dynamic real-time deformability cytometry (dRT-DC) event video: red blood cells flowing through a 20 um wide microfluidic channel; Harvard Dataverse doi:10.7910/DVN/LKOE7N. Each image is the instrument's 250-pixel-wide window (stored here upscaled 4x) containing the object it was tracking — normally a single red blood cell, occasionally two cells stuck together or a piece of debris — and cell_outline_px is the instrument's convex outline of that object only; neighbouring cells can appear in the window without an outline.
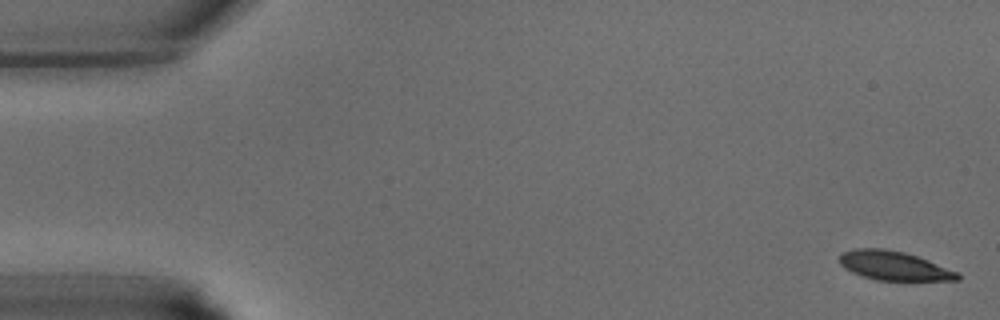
{"species": "common noctule bat (a hibernating species)", "species_latin": "Nyctalus noctula", "temperature_condition": "warm", "stored_images_in_passage": 41, "camera_frame_rate_fps": 3000, "um_per_image_px": 0.085, "animal": {"sex": "male", "body_mass_g": 15.6}, "frame": {"image": 1, "passage_image": 1, "time_ms": 0.0, "image_size_px": [1000, 320], "cell_outline_px": [[960, 280], [876, 280], [852, 272], [844, 268], [840, 264], [840, 252], [852, 248], [884, 248], [904, 252], [916, 256], [960, 272]], "centroid_in_image_um": [75.97, 22.57], "position_along_channel_um": 9.0, "area_um2": 20.0}}
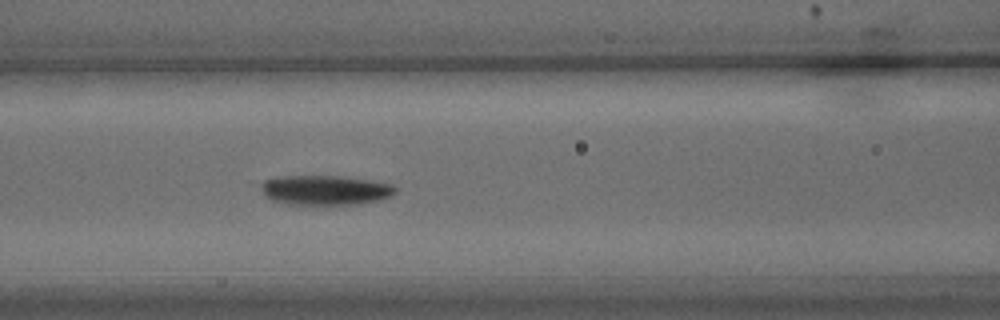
{"frame": {"image": 2, "passage_image": 17, "time_ms": 5.333, "image_size_px": [1000, 320], "cell_outline_px": [[396, 192], [380, 200], [356, 204], [292, 204], [272, 200], [264, 196], [260, 184], [264, 180], [284, 176], [340, 176], [368, 180], [392, 184], [396, 188]], "centroid_in_image_um": [27.63, 16.15], "position_along_channel_um": 139.0, "area_um2": 23.0}}
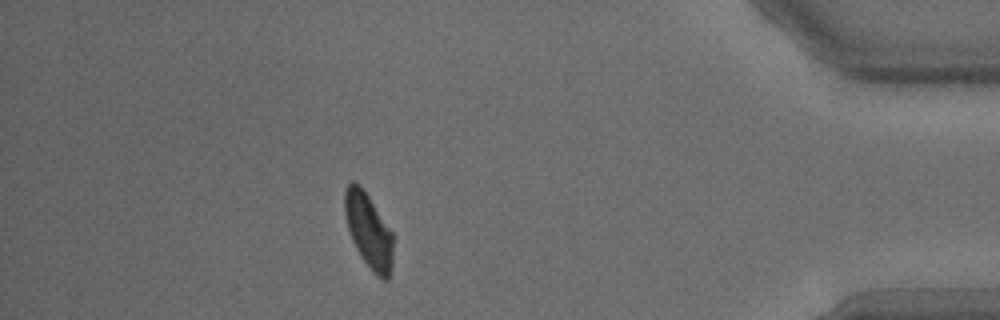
{"frame": {"image": 3, "passage_image": 36, "time_ms": 11.667, "image_size_px": [1000, 320], "cell_outline_px": [[392, 268], [388, 280], [380, 280], [376, 276], [364, 260], [356, 248], [352, 240], [348, 228], [344, 212], [344, 192], [348, 184], [352, 180], [356, 180], [360, 184], [392, 232]], "centroid_in_image_um": [31.32, 19.6], "position_along_channel_um": 403.9, "area_um2": 20.98}}